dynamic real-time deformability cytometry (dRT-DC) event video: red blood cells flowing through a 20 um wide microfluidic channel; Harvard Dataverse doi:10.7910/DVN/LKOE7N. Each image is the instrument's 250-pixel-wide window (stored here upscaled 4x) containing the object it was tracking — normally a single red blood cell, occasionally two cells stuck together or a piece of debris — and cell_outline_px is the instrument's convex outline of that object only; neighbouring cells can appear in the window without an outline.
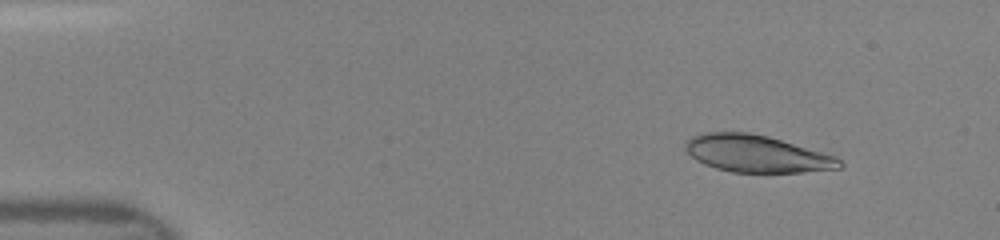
{"species": "human", "species_latin": "Homo sapiens", "temperature_condition": "room temperature", "stored_images_in_passage": 43, "camera_frame_rate_fps": 3000, "um_per_image_px": 0.085, "donor": {"sex": "female"}, "frame": {"image": 1, "passage_image": 2, "time_ms": 0.333, "image_size_px": [1000, 240], "cell_outline_px": [[844, 164], [840, 168], [800, 172], [732, 172], [716, 168], [704, 164], [696, 160], [684, 152], [684, 140], [700, 132], [748, 132], [768, 136], [836, 156]], "centroid_in_image_um": [64.24, 13.05], "position_along_channel_um": 20.8, "area_um2": 33.52}}
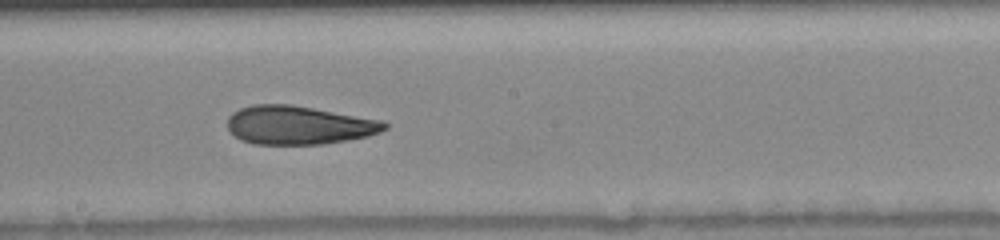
{"frame": {"image": 2, "passage_image": 23, "time_ms": 7.333, "image_size_px": [1000, 240], "cell_outline_px": [[388, 128], [380, 132], [368, 136], [348, 140], [320, 144], [252, 144], [240, 140], [228, 128], [228, 116], [232, 112], [240, 108], [252, 104], [292, 104], [384, 120], [388, 124]], "centroid_in_image_um": [25.41, 10.63], "position_along_channel_um": 222.8, "area_um2": 35.6}}
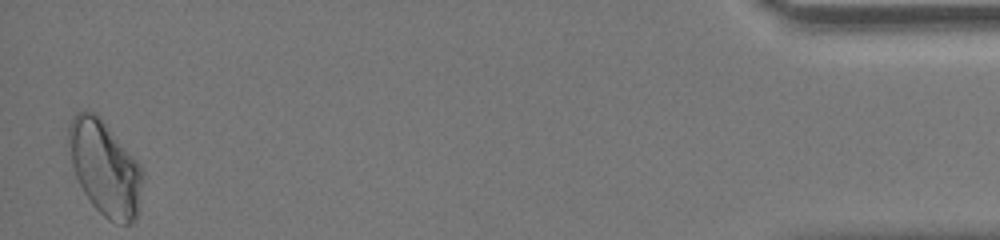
{"frame": {"image": 3, "passage_image": 43, "time_ms": 14.0, "image_size_px": [1000, 240], "cell_outline_px": [[144, 176], [136, 216], [128, 224], [116, 224], [108, 220], [92, 204], [84, 192], [76, 176], [72, 164], [68, 144], [68, 124], [76, 112], [96, 112], [100, 116], [144, 168]], "centroid_in_image_um": [8.92, 14.26], "position_along_channel_um": 426.3, "area_um2": 40.81}}